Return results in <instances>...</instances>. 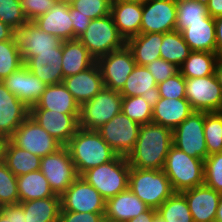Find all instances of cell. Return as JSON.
I'll use <instances>...</instances> for the list:
<instances>
[{
    "label": "cell",
    "instance_id": "obj_22",
    "mask_svg": "<svg viewBox=\"0 0 222 222\" xmlns=\"http://www.w3.org/2000/svg\"><path fill=\"white\" fill-rule=\"evenodd\" d=\"M63 84L80 106L91 100L104 87L97 63L85 71L64 78Z\"/></svg>",
    "mask_w": 222,
    "mask_h": 222
},
{
    "label": "cell",
    "instance_id": "obj_35",
    "mask_svg": "<svg viewBox=\"0 0 222 222\" xmlns=\"http://www.w3.org/2000/svg\"><path fill=\"white\" fill-rule=\"evenodd\" d=\"M41 158L15 146L10 140L7 143L4 163L16 177L40 170Z\"/></svg>",
    "mask_w": 222,
    "mask_h": 222
},
{
    "label": "cell",
    "instance_id": "obj_32",
    "mask_svg": "<svg viewBox=\"0 0 222 222\" xmlns=\"http://www.w3.org/2000/svg\"><path fill=\"white\" fill-rule=\"evenodd\" d=\"M19 204L25 212V222H58L61 209L59 195Z\"/></svg>",
    "mask_w": 222,
    "mask_h": 222
},
{
    "label": "cell",
    "instance_id": "obj_42",
    "mask_svg": "<svg viewBox=\"0 0 222 222\" xmlns=\"http://www.w3.org/2000/svg\"><path fill=\"white\" fill-rule=\"evenodd\" d=\"M19 203L17 177L2 162L0 163V206Z\"/></svg>",
    "mask_w": 222,
    "mask_h": 222
},
{
    "label": "cell",
    "instance_id": "obj_20",
    "mask_svg": "<svg viewBox=\"0 0 222 222\" xmlns=\"http://www.w3.org/2000/svg\"><path fill=\"white\" fill-rule=\"evenodd\" d=\"M142 12L141 1L112 0L110 14L125 41L140 34Z\"/></svg>",
    "mask_w": 222,
    "mask_h": 222
},
{
    "label": "cell",
    "instance_id": "obj_56",
    "mask_svg": "<svg viewBox=\"0 0 222 222\" xmlns=\"http://www.w3.org/2000/svg\"><path fill=\"white\" fill-rule=\"evenodd\" d=\"M214 75L216 77L218 84L222 88V57H219L216 62Z\"/></svg>",
    "mask_w": 222,
    "mask_h": 222
},
{
    "label": "cell",
    "instance_id": "obj_4",
    "mask_svg": "<svg viewBox=\"0 0 222 222\" xmlns=\"http://www.w3.org/2000/svg\"><path fill=\"white\" fill-rule=\"evenodd\" d=\"M129 171L127 157L118 155L114 160L90 168L80 176L107 200L128 188Z\"/></svg>",
    "mask_w": 222,
    "mask_h": 222
},
{
    "label": "cell",
    "instance_id": "obj_37",
    "mask_svg": "<svg viewBox=\"0 0 222 222\" xmlns=\"http://www.w3.org/2000/svg\"><path fill=\"white\" fill-rule=\"evenodd\" d=\"M157 214L165 222H194L185 197L174 192L158 208Z\"/></svg>",
    "mask_w": 222,
    "mask_h": 222
},
{
    "label": "cell",
    "instance_id": "obj_47",
    "mask_svg": "<svg viewBox=\"0 0 222 222\" xmlns=\"http://www.w3.org/2000/svg\"><path fill=\"white\" fill-rule=\"evenodd\" d=\"M146 68L154 76L157 84L162 83L179 72V67L162 58L156 59L155 61L147 64Z\"/></svg>",
    "mask_w": 222,
    "mask_h": 222
},
{
    "label": "cell",
    "instance_id": "obj_11",
    "mask_svg": "<svg viewBox=\"0 0 222 222\" xmlns=\"http://www.w3.org/2000/svg\"><path fill=\"white\" fill-rule=\"evenodd\" d=\"M173 145L191 157L206 159L208 152L204 136V112L193 111L173 130Z\"/></svg>",
    "mask_w": 222,
    "mask_h": 222
},
{
    "label": "cell",
    "instance_id": "obj_1",
    "mask_svg": "<svg viewBox=\"0 0 222 222\" xmlns=\"http://www.w3.org/2000/svg\"><path fill=\"white\" fill-rule=\"evenodd\" d=\"M173 145V130L154 123L140 126L134 150L127 159L130 167L162 170Z\"/></svg>",
    "mask_w": 222,
    "mask_h": 222
},
{
    "label": "cell",
    "instance_id": "obj_38",
    "mask_svg": "<svg viewBox=\"0 0 222 222\" xmlns=\"http://www.w3.org/2000/svg\"><path fill=\"white\" fill-rule=\"evenodd\" d=\"M176 30L181 32L188 24L203 23L209 17L207 5L195 0H176Z\"/></svg>",
    "mask_w": 222,
    "mask_h": 222
},
{
    "label": "cell",
    "instance_id": "obj_30",
    "mask_svg": "<svg viewBox=\"0 0 222 222\" xmlns=\"http://www.w3.org/2000/svg\"><path fill=\"white\" fill-rule=\"evenodd\" d=\"M181 34L191 51L215 52V20L211 16L203 23L188 24Z\"/></svg>",
    "mask_w": 222,
    "mask_h": 222
},
{
    "label": "cell",
    "instance_id": "obj_18",
    "mask_svg": "<svg viewBox=\"0 0 222 222\" xmlns=\"http://www.w3.org/2000/svg\"><path fill=\"white\" fill-rule=\"evenodd\" d=\"M2 83L28 108H31L37 103L47 86L31 73L25 64L13 73H10Z\"/></svg>",
    "mask_w": 222,
    "mask_h": 222
},
{
    "label": "cell",
    "instance_id": "obj_39",
    "mask_svg": "<svg viewBox=\"0 0 222 222\" xmlns=\"http://www.w3.org/2000/svg\"><path fill=\"white\" fill-rule=\"evenodd\" d=\"M204 136L208 156L222 152V115L219 112H204Z\"/></svg>",
    "mask_w": 222,
    "mask_h": 222
},
{
    "label": "cell",
    "instance_id": "obj_23",
    "mask_svg": "<svg viewBox=\"0 0 222 222\" xmlns=\"http://www.w3.org/2000/svg\"><path fill=\"white\" fill-rule=\"evenodd\" d=\"M31 73L47 86L63 82L62 75V46L53 51L35 52L26 63Z\"/></svg>",
    "mask_w": 222,
    "mask_h": 222
},
{
    "label": "cell",
    "instance_id": "obj_36",
    "mask_svg": "<svg viewBox=\"0 0 222 222\" xmlns=\"http://www.w3.org/2000/svg\"><path fill=\"white\" fill-rule=\"evenodd\" d=\"M191 50L181 32L174 30L164 33L160 47V58L180 67L189 57Z\"/></svg>",
    "mask_w": 222,
    "mask_h": 222
},
{
    "label": "cell",
    "instance_id": "obj_41",
    "mask_svg": "<svg viewBox=\"0 0 222 222\" xmlns=\"http://www.w3.org/2000/svg\"><path fill=\"white\" fill-rule=\"evenodd\" d=\"M121 111L140 125L152 123V107L142 96L123 97Z\"/></svg>",
    "mask_w": 222,
    "mask_h": 222
},
{
    "label": "cell",
    "instance_id": "obj_31",
    "mask_svg": "<svg viewBox=\"0 0 222 222\" xmlns=\"http://www.w3.org/2000/svg\"><path fill=\"white\" fill-rule=\"evenodd\" d=\"M164 33H146L134 36L126 41L136 65L146 66L160 58V47Z\"/></svg>",
    "mask_w": 222,
    "mask_h": 222
},
{
    "label": "cell",
    "instance_id": "obj_3",
    "mask_svg": "<svg viewBox=\"0 0 222 222\" xmlns=\"http://www.w3.org/2000/svg\"><path fill=\"white\" fill-rule=\"evenodd\" d=\"M169 178L174 192L204 184V160L194 158L171 146L162 169Z\"/></svg>",
    "mask_w": 222,
    "mask_h": 222
},
{
    "label": "cell",
    "instance_id": "obj_54",
    "mask_svg": "<svg viewBox=\"0 0 222 222\" xmlns=\"http://www.w3.org/2000/svg\"><path fill=\"white\" fill-rule=\"evenodd\" d=\"M157 215V209L149 208L138 217L132 218L127 222H153Z\"/></svg>",
    "mask_w": 222,
    "mask_h": 222
},
{
    "label": "cell",
    "instance_id": "obj_33",
    "mask_svg": "<svg viewBox=\"0 0 222 222\" xmlns=\"http://www.w3.org/2000/svg\"><path fill=\"white\" fill-rule=\"evenodd\" d=\"M17 186L20 202L55 196L49 186L48 180L40 170L18 176Z\"/></svg>",
    "mask_w": 222,
    "mask_h": 222
},
{
    "label": "cell",
    "instance_id": "obj_53",
    "mask_svg": "<svg viewBox=\"0 0 222 222\" xmlns=\"http://www.w3.org/2000/svg\"><path fill=\"white\" fill-rule=\"evenodd\" d=\"M206 5L209 16L212 18L222 16V0H209Z\"/></svg>",
    "mask_w": 222,
    "mask_h": 222
},
{
    "label": "cell",
    "instance_id": "obj_60",
    "mask_svg": "<svg viewBox=\"0 0 222 222\" xmlns=\"http://www.w3.org/2000/svg\"><path fill=\"white\" fill-rule=\"evenodd\" d=\"M0 222H7V216L0 210Z\"/></svg>",
    "mask_w": 222,
    "mask_h": 222
},
{
    "label": "cell",
    "instance_id": "obj_55",
    "mask_svg": "<svg viewBox=\"0 0 222 222\" xmlns=\"http://www.w3.org/2000/svg\"><path fill=\"white\" fill-rule=\"evenodd\" d=\"M15 36V30L0 20V42L11 40Z\"/></svg>",
    "mask_w": 222,
    "mask_h": 222
},
{
    "label": "cell",
    "instance_id": "obj_58",
    "mask_svg": "<svg viewBox=\"0 0 222 222\" xmlns=\"http://www.w3.org/2000/svg\"><path fill=\"white\" fill-rule=\"evenodd\" d=\"M214 222H222V194L219 199L217 214Z\"/></svg>",
    "mask_w": 222,
    "mask_h": 222
},
{
    "label": "cell",
    "instance_id": "obj_2",
    "mask_svg": "<svg viewBox=\"0 0 222 222\" xmlns=\"http://www.w3.org/2000/svg\"><path fill=\"white\" fill-rule=\"evenodd\" d=\"M66 147L79 176L88 169L108 163L118 156L97 130L81 127Z\"/></svg>",
    "mask_w": 222,
    "mask_h": 222
},
{
    "label": "cell",
    "instance_id": "obj_50",
    "mask_svg": "<svg viewBox=\"0 0 222 222\" xmlns=\"http://www.w3.org/2000/svg\"><path fill=\"white\" fill-rule=\"evenodd\" d=\"M70 19L72 20L74 39L78 38L88 27L91 19L82 14H75V9L70 5Z\"/></svg>",
    "mask_w": 222,
    "mask_h": 222
},
{
    "label": "cell",
    "instance_id": "obj_25",
    "mask_svg": "<svg viewBox=\"0 0 222 222\" xmlns=\"http://www.w3.org/2000/svg\"><path fill=\"white\" fill-rule=\"evenodd\" d=\"M122 97L142 96L153 108L161 98L154 76L146 66L136 65L119 92Z\"/></svg>",
    "mask_w": 222,
    "mask_h": 222
},
{
    "label": "cell",
    "instance_id": "obj_15",
    "mask_svg": "<svg viewBox=\"0 0 222 222\" xmlns=\"http://www.w3.org/2000/svg\"><path fill=\"white\" fill-rule=\"evenodd\" d=\"M176 0L143 2L140 33H167L176 30Z\"/></svg>",
    "mask_w": 222,
    "mask_h": 222
},
{
    "label": "cell",
    "instance_id": "obj_13",
    "mask_svg": "<svg viewBox=\"0 0 222 222\" xmlns=\"http://www.w3.org/2000/svg\"><path fill=\"white\" fill-rule=\"evenodd\" d=\"M61 210L81 213H105L106 200L81 176L60 196Z\"/></svg>",
    "mask_w": 222,
    "mask_h": 222
},
{
    "label": "cell",
    "instance_id": "obj_64",
    "mask_svg": "<svg viewBox=\"0 0 222 222\" xmlns=\"http://www.w3.org/2000/svg\"><path fill=\"white\" fill-rule=\"evenodd\" d=\"M134 1H141V2H144V1H147V0H134Z\"/></svg>",
    "mask_w": 222,
    "mask_h": 222
},
{
    "label": "cell",
    "instance_id": "obj_7",
    "mask_svg": "<svg viewBox=\"0 0 222 222\" xmlns=\"http://www.w3.org/2000/svg\"><path fill=\"white\" fill-rule=\"evenodd\" d=\"M122 99L119 91L104 86L91 100L80 106L79 127L99 129L121 112Z\"/></svg>",
    "mask_w": 222,
    "mask_h": 222
},
{
    "label": "cell",
    "instance_id": "obj_21",
    "mask_svg": "<svg viewBox=\"0 0 222 222\" xmlns=\"http://www.w3.org/2000/svg\"><path fill=\"white\" fill-rule=\"evenodd\" d=\"M29 115L30 108L0 81V134L10 138Z\"/></svg>",
    "mask_w": 222,
    "mask_h": 222
},
{
    "label": "cell",
    "instance_id": "obj_46",
    "mask_svg": "<svg viewBox=\"0 0 222 222\" xmlns=\"http://www.w3.org/2000/svg\"><path fill=\"white\" fill-rule=\"evenodd\" d=\"M157 87L160 97L170 99L185 98L186 80L180 72L157 84Z\"/></svg>",
    "mask_w": 222,
    "mask_h": 222
},
{
    "label": "cell",
    "instance_id": "obj_6",
    "mask_svg": "<svg viewBox=\"0 0 222 222\" xmlns=\"http://www.w3.org/2000/svg\"><path fill=\"white\" fill-rule=\"evenodd\" d=\"M77 39L95 60L126 45L111 14L91 20L87 29Z\"/></svg>",
    "mask_w": 222,
    "mask_h": 222
},
{
    "label": "cell",
    "instance_id": "obj_49",
    "mask_svg": "<svg viewBox=\"0 0 222 222\" xmlns=\"http://www.w3.org/2000/svg\"><path fill=\"white\" fill-rule=\"evenodd\" d=\"M104 215L105 213H81L60 209L58 222H102Z\"/></svg>",
    "mask_w": 222,
    "mask_h": 222
},
{
    "label": "cell",
    "instance_id": "obj_45",
    "mask_svg": "<svg viewBox=\"0 0 222 222\" xmlns=\"http://www.w3.org/2000/svg\"><path fill=\"white\" fill-rule=\"evenodd\" d=\"M112 0H73L70 5L75 14L88 16L91 20L110 14Z\"/></svg>",
    "mask_w": 222,
    "mask_h": 222
},
{
    "label": "cell",
    "instance_id": "obj_26",
    "mask_svg": "<svg viewBox=\"0 0 222 222\" xmlns=\"http://www.w3.org/2000/svg\"><path fill=\"white\" fill-rule=\"evenodd\" d=\"M193 111L186 98L170 99L161 97L152 108V123L174 130Z\"/></svg>",
    "mask_w": 222,
    "mask_h": 222
},
{
    "label": "cell",
    "instance_id": "obj_28",
    "mask_svg": "<svg viewBox=\"0 0 222 222\" xmlns=\"http://www.w3.org/2000/svg\"><path fill=\"white\" fill-rule=\"evenodd\" d=\"M30 109H47L63 114H80V105L63 82L46 86L41 98Z\"/></svg>",
    "mask_w": 222,
    "mask_h": 222
},
{
    "label": "cell",
    "instance_id": "obj_16",
    "mask_svg": "<svg viewBox=\"0 0 222 222\" xmlns=\"http://www.w3.org/2000/svg\"><path fill=\"white\" fill-rule=\"evenodd\" d=\"M15 39L23 64L34 57L35 52L53 51L63 43L61 38L42 31L33 21L15 30Z\"/></svg>",
    "mask_w": 222,
    "mask_h": 222
},
{
    "label": "cell",
    "instance_id": "obj_62",
    "mask_svg": "<svg viewBox=\"0 0 222 222\" xmlns=\"http://www.w3.org/2000/svg\"><path fill=\"white\" fill-rule=\"evenodd\" d=\"M57 1H60V2H63V3H71L73 0H57Z\"/></svg>",
    "mask_w": 222,
    "mask_h": 222
},
{
    "label": "cell",
    "instance_id": "obj_59",
    "mask_svg": "<svg viewBox=\"0 0 222 222\" xmlns=\"http://www.w3.org/2000/svg\"><path fill=\"white\" fill-rule=\"evenodd\" d=\"M102 222H123V221L115 220V219L109 218V217L104 215V217L102 219Z\"/></svg>",
    "mask_w": 222,
    "mask_h": 222
},
{
    "label": "cell",
    "instance_id": "obj_57",
    "mask_svg": "<svg viewBox=\"0 0 222 222\" xmlns=\"http://www.w3.org/2000/svg\"><path fill=\"white\" fill-rule=\"evenodd\" d=\"M9 138L3 134H0V163L4 162L6 146Z\"/></svg>",
    "mask_w": 222,
    "mask_h": 222
},
{
    "label": "cell",
    "instance_id": "obj_9",
    "mask_svg": "<svg viewBox=\"0 0 222 222\" xmlns=\"http://www.w3.org/2000/svg\"><path fill=\"white\" fill-rule=\"evenodd\" d=\"M40 171L48 180L55 195L61 196L77 179L75 165L66 146L41 158Z\"/></svg>",
    "mask_w": 222,
    "mask_h": 222
},
{
    "label": "cell",
    "instance_id": "obj_43",
    "mask_svg": "<svg viewBox=\"0 0 222 222\" xmlns=\"http://www.w3.org/2000/svg\"><path fill=\"white\" fill-rule=\"evenodd\" d=\"M0 20L14 30L28 22L21 0H0Z\"/></svg>",
    "mask_w": 222,
    "mask_h": 222
},
{
    "label": "cell",
    "instance_id": "obj_63",
    "mask_svg": "<svg viewBox=\"0 0 222 222\" xmlns=\"http://www.w3.org/2000/svg\"><path fill=\"white\" fill-rule=\"evenodd\" d=\"M195 1L201 2V3H204V4H207V2H208L209 0H195Z\"/></svg>",
    "mask_w": 222,
    "mask_h": 222
},
{
    "label": "cell",
    "instance_id": "obj_51",
    "mask_svg": "<svg viewBox=\"0 0 222 222\" xmlns=\"http://www.w3.org/2000/svg\"><path fill=\"white\" fill-rule=\"evenodd\" d=\"M0 210L7 216V222H25V212L20 204L0 206Z\"/></svg>",
    "mask_w": 222,
    "mask_h": 222
},
{
    "label": "cell",
    "instance_id": "obj_17",
    "mask_svg": "<svg viewBox=\"0 0 222 222\" xmlns=\"http://www.w3.org/2000/svg\"><path fill=\"white\" fill-rule=\"evenodd\" d=\"M52 137L66 146L79 129V114H63L47 109H30V115Z\"/></svg>",
    "mask_w": 222,
    "mask_h": 222
},
{
    "label": "cell",
    "instance_id": "obj_12",
    "mask_svg": "<svg viewBox=\"0 0 222 222\" xmlns=\"http://www.w3.org/2000/svg\"><path fill=\"white\" fill-rule=\"evenodd\" d=\"M185 98L194 111L219 112L222 108V88L215 75L185 78Z\"/></svg>",
    "mask_w": 222,
    "mask_h": 222
},
{
    "label": "cell",
    "instance_id": "obj_14",
    "mask_svg": "<svg viewBox=\"0 0 222 222\" xmlns=\"http://www.w3.org/2000/svg\"><path fill=\"white\" fill-rule=\"evenodd\" d=\"M101 71L103 85L115 91H121L136 66L131 50L125 45L96 60Z\"/></svg>",
    "mask_w": 222,
    "mask_h": 222
},
{
    "label": "cell",
    "instance_id": "obj_48",
    "mask_svg": "<svg viewBox=\"0 0 222 222\" xmlns=\"http://www.w3.org/2000/svg\"><path fill=\"white\" fill-rule=\"evenodd\" d=\"M23 11L28 21H34L47 13L57 0H21Z\"/></svg>",
    "mask_w": 222,
    "mask_h": 222
},
{
    "label": "cell",
    "instance_id": "obj_19",
    "mask_svg": "<svg viewBox=\"0 0 222 222\" xmlns=\"http://www.w3.org/2000/svg\"><path fill=\"white\" fill-rule=\"evenodd\" d=\"M186 199L194 222H214L221 194L203 184L180 192Z\"/></svg>",
    "mask_w": 222,
    "mask_h": 222
},
{
    "label": "cell",
    "instance_id": "obj_61",
    "mask_svg": "<svg viewBox=\"0 0 222 222\" xmlns=\"http://www.w3.org/2000/svg\"><path fill=\"white\" fill-rule=\"evenodd\" d=\"M153 222H165V221L162 218H160L159 215H157Z\"/></svg>",
    "mask_w": 222,
    "mask_h": 222
},
{
    "label": "cell",
    "instance_id": "obj_8",
    "mask_svg": "<svg viewBox=\"0 0 222 222\" xmlns=\"http://www.w3.org/2000/svg\"><path fill=\"white\" fill-rule=\"evenodd\" d=\"M9 140L17 147L40 158L57 152L63 145L28 116Z\"/></svg>",
    "mask_w": 222,
    "mask_h": 222
},
{
    "label": "cell",
    "instance_id": "obj_40",
    "mask_svg": "<svg viewBox=\"0 0 222 222\" xmlns=\"http://www.w3.org/2000/svg\"><path fill=\"white\" fill-rule=\"evenodd\" d=\"M23 65L15 36L11 40L0 42V81Z\"/></svg>",
    "mask_w": 222,
    "mask_h": 222
},
{
    "label": "cell",
    "instance_id": "obj_5",
    "mask_svg": "<svg viewBox=\"0 0 222 222\" xmlns=\"http://www.w3.org/2000/svg\"><path fill=\"white\" fill-rule=\"evenodd\" d=\"M128 187L142 202L154 209L174 193L163 170L130 167Z\"/></svg>",
    "mask_w": 222,
    "mask_h": 222
},
{
    "label": "cell",
    "instance_id": "obj_10",
    "mask_svg": "<svg viewBox=\"0 0 222 222\" xmlns=\"http://www.w3.org/2000/svg\"><path fill=\"white\" fill-rule=\"evenodd\" d=\"M140 126L121 111L97 131L118 155L128 157L135 148Z\"/></svg>",
    "mask_w": 222,
    "mask_h": 222
},
{
    "label": "cell",
    "instance_id": "obj_24",
    "mask_svg": "<svg viewBox=\"0 0 222 222\" xmlns=\"http://www.w3.org/2000/svg\"><path fill=\"white\" fill-rule=\"evenodd\" d=\"M33 22L37 24L42 31L57 36L63 41L74 39L69 3L56 1L47 13L39 16Z\"/></svg>",
    "mask_w": 222,
    "mask_h": 222
},
{
    "label": "cell",
    "instance_id": "obj_34",
    "mask_svg": "<svg viewBox=\"0 0 222 222\" xmlns=\"http://www.w3.org/2000/svg\"><path fill=\"white\" fill-rule=\"evenodd\" d=\"M218 58L216 52L191 51L189 57L179 67V72L185 78L213 75Z\"/></svg>",
    "mask_w": 222,
    "mask_h": 222
},
{
    "label": "cell",
    "instance_id": "obj_52",
    "mask_svg": "<svg viewBox=\"0 0 222 222\" xmlns=\"http://www.w3.org/2000/svg\"><path fill=\"white\" fill-rule=\"evenodd\" d=\"M214 20L216 36L215 52L219 57H222V16L216 17Z\"/></svg>",
    "mask_w": 222,
    "mask_h": 222
},
{
    "label": "cell",
    "instance_id": "obj_29",
    "mask_svg": "<svg viewBox=\"0 0 222 222\" xmlns=\"http://www.w3.org/2000/svg\"><path fill=\"white\" fill-rule=\"evenodd\" d=\"M96 63L87 48L76 38L62 43V75L66 78L87 70Z\"/></svg>",
    "mask_w": 222,
    "mask_h": 222
},
{
    "label": "cell",
    "instance_id": "obj_27",
    "mask_svg": "<svg viewBox=\"0 0 222 222\" xmlns=\"http://www.w3.org/2000/svg\"><path fill=\"white\" fill-rule=\"evenodd\" d=\"M149 208L128 187L116 196L106 200L105 216L127 222L132 218L138 217Z\"/></svg>",
    "mask_w": 222,
    "mask_h": 222
},
{
    "label": "cell",
    "instance_id": "obj_44",
    "mask_svg": "<svg viewBox=\"0 0 222 222\" xmlns=\"http://www.w3.org/2000/svg\"><path fill=\"white\" fill-rule=\"evenodd\" d=\"M204 184L222 194V152L204 160Z\"/></svg>",
    "mask_w": 222,
    "mask_h": 222
}]
</instances>
